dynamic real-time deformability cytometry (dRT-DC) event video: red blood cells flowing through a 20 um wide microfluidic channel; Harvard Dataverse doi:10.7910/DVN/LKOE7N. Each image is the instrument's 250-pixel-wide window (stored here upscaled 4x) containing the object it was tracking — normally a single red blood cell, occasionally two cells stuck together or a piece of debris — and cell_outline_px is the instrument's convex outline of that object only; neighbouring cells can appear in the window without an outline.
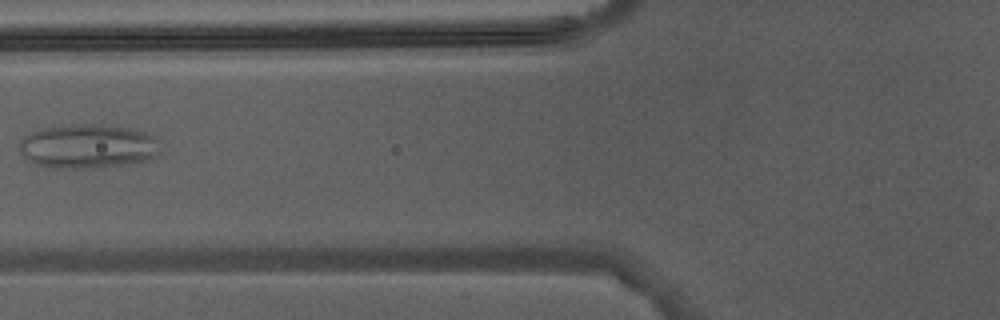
{"species": "Egyptian fruit bat (a non-hibernating species)", "species_latin": "Rousettus aegyptiacus", "temperature_condition": "warm", "stored_images_in_passage": 5, "camera_frame_rate_fps": 3000, "um_per_image_px": 0.085, "animal": {"sex": "male"}, "frame": {"image": 1, "passage_image": 5, "time_ms": 4.667, "image_size_px": [1000, 320], "cell_outline_px": [[160, 152], [156, 156], [148, 160], [136, 164], [100, 168], [56, 168], [36, 164], [28, 160], [20, 152], [20, 140], [24, 136], [40, 128], [72, 124], [100, 124], [132, 128], [148, 132], [156, 136], [160, 140]], "centroid_in_image_um": [7.56, 12.43], "position_along_channel_um": 118.2, "area_um2": 37.22}}